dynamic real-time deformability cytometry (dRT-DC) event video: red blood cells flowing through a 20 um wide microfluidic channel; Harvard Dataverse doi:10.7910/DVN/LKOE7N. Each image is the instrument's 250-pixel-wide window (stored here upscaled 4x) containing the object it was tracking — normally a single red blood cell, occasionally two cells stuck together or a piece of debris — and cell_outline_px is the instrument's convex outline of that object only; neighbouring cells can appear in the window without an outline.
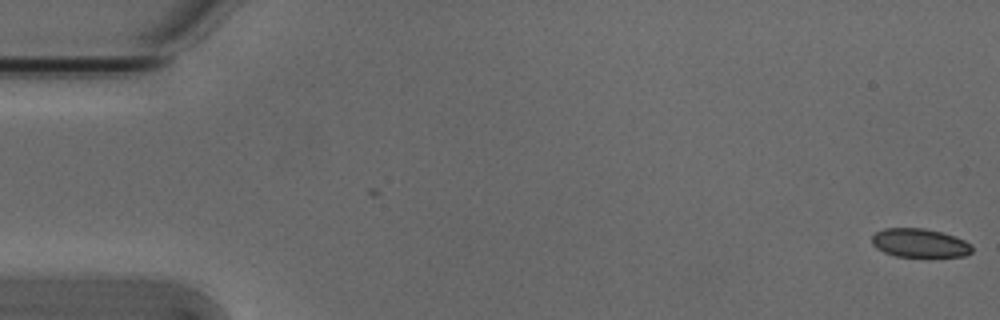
{"species": "Egyptian fruit bat (a non-hibernating species)", "species_latin": "Rousettus aegyptiacus", "temperature_condition": "cold", "stored_images_in_passage": 7, "camera_frame_rate_fps": 3000, "um_per_image_px": 0.085, "animal": {"sex": "male"}, "frame": {"image": 1, "passage_image": 1, "time_ms": 0.0, "image_size_px": [1000, 320], "cell_outline_px": [[972, 252], [964, 256], [896, 256], [884, 252], [876, 248], [872, 244], [872, 236], [876, 232], [884, 228], [924, 228], [940, 232], [964, 240], [972, 244]], "centroid_in_image_um": [78.15, 20.65], "position_along_channel_um": 6.8, "area_um2": 16.59}}